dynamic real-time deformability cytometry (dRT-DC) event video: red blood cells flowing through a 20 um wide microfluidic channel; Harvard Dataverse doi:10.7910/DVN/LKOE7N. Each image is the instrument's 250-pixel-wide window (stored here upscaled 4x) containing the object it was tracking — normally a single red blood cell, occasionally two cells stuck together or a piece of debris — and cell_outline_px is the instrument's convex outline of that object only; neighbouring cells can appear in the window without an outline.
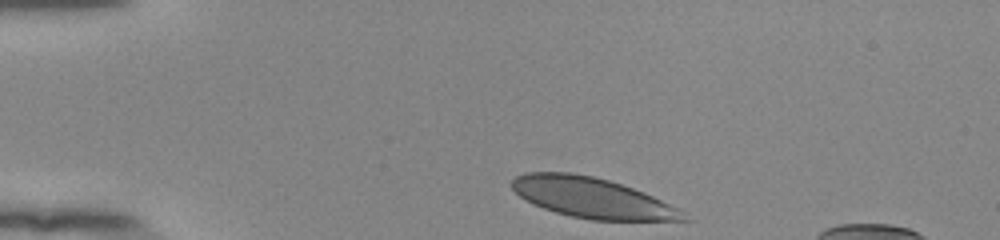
{"species": "human", "species_latin": "Homo sapiens", "temperature_condition": "room temperature", "stored_images_in_passage": 36, "camera_frame_rate_fps": 3000, "um_per_image_px": 0.085, "donor": {"sex": "female"}, "frame": {"image": 1, "passage_image": 1, "time_ms": 0.0, "image_size_px": [1000, 240], "cell_outline_px": [[692, 220], [592, 220], [572, 216], [556, 212], [532, 204], [520, 196], [512, 188], [512, 180], [516, 176], [524, 172], [572, 172], [592, 176], [608, 180], [632, 188], [652, 196], [676, 208]], "centroid_in_image_um": [50.26, 16.8], "position_along_channel_um": 34.7, "area_um2": 39.71}}
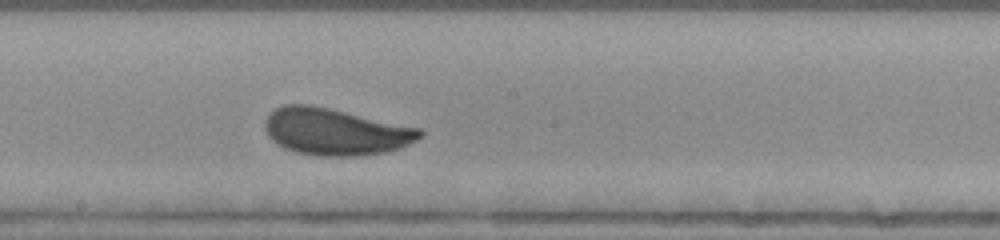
{"frame": {"image": 2, "passage_image": 20, "time_ms": 6.333, "image_size_px": [1000, 240], "cell_outline_px": [[424, 132], [416, 140], [400, 148], [384, 152], [360, 156], [316, 156], [296, 152], [284, 148], [272, 140], [268, 136], [264, 124], [264, 120], [276, 108], [284, 104], [308, 104], [328, 108], [420, 128]], "centroid_in_image_um": [28.48, 11.2], "position_along_channel_um": 219.7, "area_um2": 42.08}}
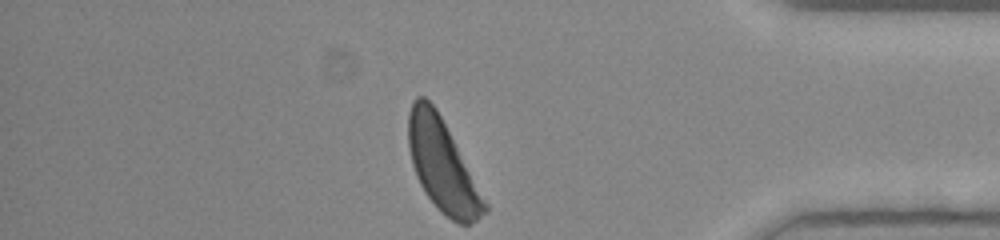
{"frame": {"image": 3, "passage_image": 36, "time_ms": 11.667, "image_size_px": [1000, 240], "cell_outline_px": [[488, 212], [472, 224], [460, 224], [452, 220], [424, 192], [416, 176], [412, 164], [408, 148], [408, 112], [412, 100], [416, 96], [424, 96], [436, 108], [488, 204]], "centroid_in_image_um": [37.59, 14.05], "position_along_channel_um": 397.6, "area_um2": 40.29}, "authors_computed_cell_mechanics": {"area_um2": 41.3848, "velocity_mm_per_s": 3.8236, "shape_relaxation_time_tau1_ms": 3.3456, "shape_relaxation_time_tau2_ms": null, "deformation_change_tau1": 0.1342, "deformation_change_tau2": null}}